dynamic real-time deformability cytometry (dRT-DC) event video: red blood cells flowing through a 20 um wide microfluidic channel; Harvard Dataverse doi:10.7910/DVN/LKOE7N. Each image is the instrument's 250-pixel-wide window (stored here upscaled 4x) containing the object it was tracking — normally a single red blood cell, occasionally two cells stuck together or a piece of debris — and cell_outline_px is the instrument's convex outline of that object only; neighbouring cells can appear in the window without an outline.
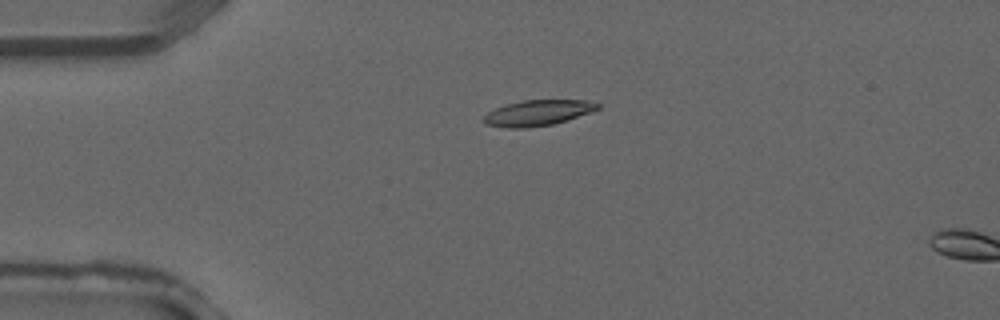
{"species": "common noctule bat (a hibernating species)", "species_latin": "Nyctalus noctula", "temperature_condition": "warm", "stored_images_in_passage": 2, "camera_frame_rate_fps": 3000, "um_per_image_px": 0.085, "animal": {"sex": "male", "forearm_length_mm": 52.5}, "frame": {"image": 1, "passage_image": 1, "time_ms": 0.0, "image_size_px": [1000, 320], "cell_outline_px": [[600, 108], [568, 120], [552, 124], [524, 128], [508, 128], [484, 124], [480, 120], [488, 112], [504, 104], [520, 100], [584, 100], [600, 104]], "centroid_in_image_um": [45.65, 9.59], "position_along_channel_um": 39.3, "area_um2": 17.11}}